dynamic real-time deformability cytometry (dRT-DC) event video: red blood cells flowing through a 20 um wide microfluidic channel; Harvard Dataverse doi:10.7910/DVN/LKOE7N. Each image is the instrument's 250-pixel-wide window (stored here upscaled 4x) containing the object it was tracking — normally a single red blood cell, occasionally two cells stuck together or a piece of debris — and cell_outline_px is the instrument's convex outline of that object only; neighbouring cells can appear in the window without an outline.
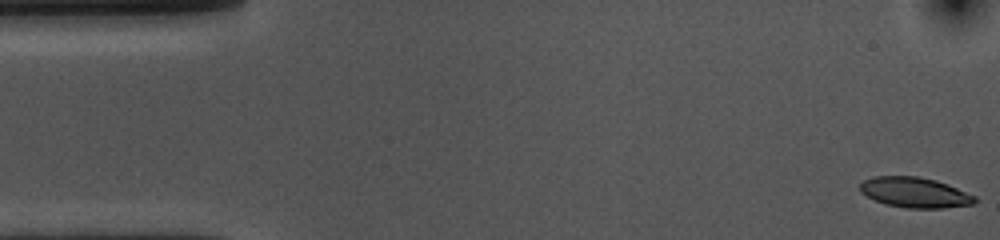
{"species": "common noctule bat (a hibernating species)", "species_latin": "Nyctalus noctula", "temperature_condition": "cold", "stored_images_in_passage": 54, "camera_frame_rate_fps": 3000, "um_per_image_px": 0.085, "animal": {"sex": "female", "body_mass_g": 10.0, "forearm_length_mm": 53.1}, "frame": {"image": 1, "passage_image": 1, "time_ms": 0.0, "image_size_px": [1000, 240], "cell_outline_px": [[976, 200], [972, 204], [944, 208], [908, 208], [884, 204], [860, 192], [860, 184], [864, 180], [872, 176], [920, 176], [936, 180], [948, 184], [976, 196]], "centroid_in_image_um": [77.76, 16.35], "position_along_channel_um": 7.2, "area_um2": 20.29}}
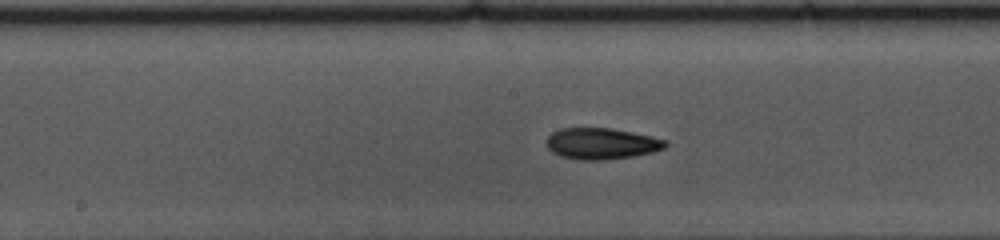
{"frame": {"image": 2, "passage_image": 26, "time_ms": 8.333, "image_size_px": [1000, 240], "cell_outline_px": [[668, 144], [664, 148], [652, 152], [632, 156], [604, 160], [580, 160], [560, 156], [552, 152], [548, 148], [548, 136], [552, 132], [560, 128], [612, 128], [652, 136], [668, 140]], "centroid_in_image_um": [51.14, 12.2], "position_along_channel_um": 197.1, "area_um2": 21.68}}
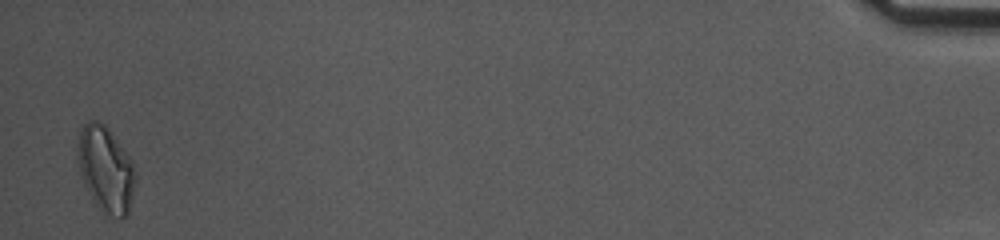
{"frame": {"image": 3, "passage_image": 53, "time_ms": 17.333, "image_size_px": [1000, 240], "cell_outline_px": [[136, 172], [128, 212], [124, 216], [104, 216], [88, 192], [80, 176], [76, 156], [76, 148], [80, 132], [84, 124], [88, 120], [96, 120], [104, 124], [132, 160]], "centroid_in_image_um": [8.94, 14.37], "position_along_channel_um": 426.3, "area_um2": 28.73}, "authors_computed_cell_mechanics": {"area_um2": 20.8947, "velocity_mm_per_s": 3.62, "shape_relaxation_time_tau1_ms": 9.3506, "shape_relaxation_time_tau2_ms": 7.2358, "deformation_change_tau1": 0.1967, "deformation_change_tau2": 0.1405}}